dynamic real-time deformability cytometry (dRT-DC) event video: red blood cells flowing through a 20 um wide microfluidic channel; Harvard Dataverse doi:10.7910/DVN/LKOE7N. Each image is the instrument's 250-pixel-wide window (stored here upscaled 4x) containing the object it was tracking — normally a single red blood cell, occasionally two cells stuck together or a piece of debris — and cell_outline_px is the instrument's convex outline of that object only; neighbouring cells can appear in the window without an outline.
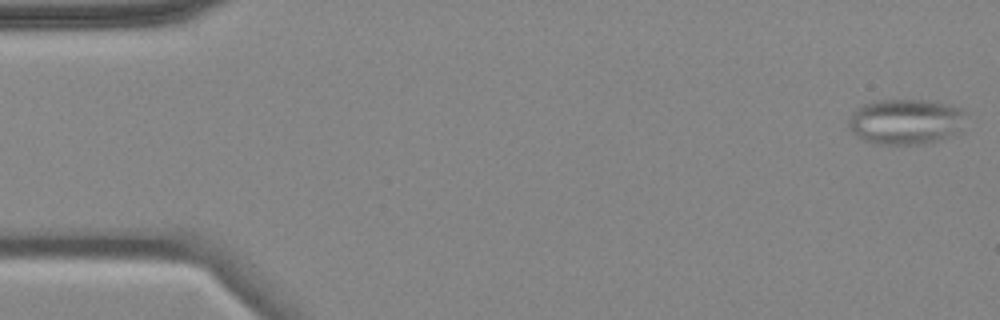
{"species": "common noctule bat (a hibernating species)", "species_latin": "Nyctalus noctula", "temperature_condition": "cold", "stored_images_in_passage": 5, "camera_frame_rate_fps": 3000, "um_per_image_px": 0.085, "animal": {"sex": "female", "body_mass_g": 18.4}, "frame": {"image": 1, "passage_image": 1, "time_ms": 0.0, "image_size_px": [1000, 320], "cell_outline_px": [[968, 112], [964, 132], [924, 144], [876, 144], [860, 140], [848, 128], [848, 116], [856, 108], [864, 104], [876, 100], [936, 100], [964, 108]], "centroid_in_image_um": [77.06, 10.33], "position_along_channel_um": 7.9, "area_um2": 32.37}}
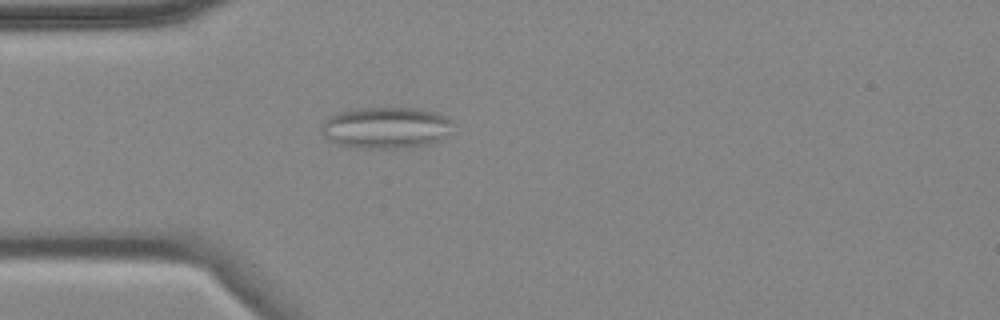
{"frame": {"image": 2, "passage_image": 5, "time_ms": 4.667, "image_size_px": [1000, 320], "cell_outline_px": [[452, 120], [444, 136], [440, 140], [432, 144], [396, 148], [364, 148], [340, 144], [324, 136], [320, 132], [320, 128], [328, 116], [336, 112], [356, 108], [420, 108], [436, 112], [448, 116]], "centroid_in_image_um": [32.78, 10.83], "position_along_channel_um": 52.2, "area_um2": 31.67}}